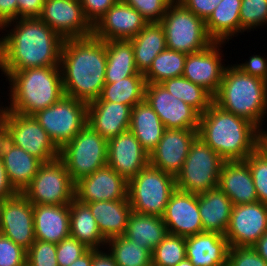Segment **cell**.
I'll list each match as a JSON object with an SVG mask.
<instances>
[{"mask_svg":"<svg viewBox=\"0 0 267 266\" xmlns=\"http://www.w3.org/2000/svg\"><path fill=\"white\" fill-rule=\"evenodd\" d=\"M176 189L173 175L148 164L128 181V199L132 211L162 217Z\"/></svg>","mask_w":267,"mask_h":266,"instance_id":"cell-6","label":"cell"},{"mask_svg":"<svg viewBox=\"0 0 267 266\" xmlns=\"http://www.w3.org/2000/svg\"><path fill=\"white\" fill-rule=\"evenodd\" d=\"M107 147L108 141L87 123L59 149V159L76 183L107 165Z\"/></svg>","mask_w":267,"mask_h":266,"instance_id":"cell-9","label":"cell"},{"mask_svg":"<svg viewBox=\"0 0 267 266\" xmlns=\"http://www.w3.org/2000/svg\"><path fill=\"white\" fill-rule=\"evenodd\" d=\"M70 236L76 238L89 249L106 247V239L102 236L97 222L89 206L74 199L69 204Z\"/></svg>","mask_w":267,"mask_h":266,"instance_id":"cell-32","label":"cell"},{"mask_svg":"<svg viewBox=\"0 0 267 266\" xmlns=\"http://www.w3.org/2000/svg\"><path fill=\"white\" fill-rule=\"evenodd\" d=\"M135 8L148 23H159L173 0H121Z\"/></svg>","mask_w":267,"mask_h":266,"instance_id":"cell-44","label":"cell"},{"mask_svg":"<svg viewBox=\"0 0 267 266\" xmlns=\"http://www.w3.org/2000/svg\"><path fill=\"white\" fill-rule=\"evenodd\" d=\"M1 118L9 125L15 146L43 163L59 158V148L33 115H23L0 108Z\"/></svg>","mask_w":267,"mask_h":266,"instance_id":"cell-12","label":"cell"},{"mask_svg":"<svg viewBox=\"0 0 267 266\" xmlns=\"http://www.w3.org/2000/svg\"><path fill=\"white\" fill-rule=\"evenodd\" d=\"M104 249L105 247L103 249H92V266H118L111 253Z\"/></svg>","mask_w":267,"mask_h":266,"instance_id":"cell-56","label":"cell"},{"mask_svg":"<svg viewBox=\"0 0 267 266\" xmlns=\"http://www.w3.org/2000/svg\"><path fill=\"white\" fill-rule=\"evenodd\" d=\"M89 248L76 238L68 236L57 244V263L58 266H69L80 256H82Z\"/></svg>","mask_w":267,"mask_h":266,"instance_id":"cell-46","label":"cell"},{"mask_svg":"<svg viewBox=\"0 0 267 266\" xmlns=\"http://www.w3.org/2000/svg\"><path fill=\"white\" fill-rule=\"evenodd\" d=\"M9 26L13 28L6 30ZM0 31L8 32L0 38V70L5 78L14 71L60 66L64 39L40 18L16 19Z\"/></svg>","mask_w":267,"mask_h":266,"instance_id":"cell-1","label":"cell"},{"mask_svg":"<svg viewBox=\"0 0 267 266\" xmlns=\"http://www.w3.org/2000/svg\"><path fill=\"white\" fill-rule=\"evenodd\" d=\"M0 234L11 239L26 251L35 242L33 204L22 193L5 199Z\"/></svg>","mask_w":267,"mask_h":266,"instance_id":"cell-18","label":"cell"},{"mask_svg":"<svg viewBox=\"0 0 267 266\" xmlns=\"http://www.w3.org/2000/svg\"><path fill=\"white\" fill-rule=\"evenodd\" d=\"M167 234V227L162 217L132 211L124 236L153 252Z\"/></svg>","mask_w":267,"mask_h":266,"instance_id":"cell-33","label":"cell"},{"mask_svg":"<svg viewBox=\"0 0 267 266\" xmlns=\"http://www.w3.org/2000/svg\"><path fill=\"white\" fill-rule=\"evenodd\" d=\"M186 256L185 237L168 233L152 252V266H176Z\"/></svg>","mask_w":267,"mask_h":266,"instance_id":"cell-40","label":"cell"},{"mask_svg":"<svg viewBox=\"0 0 267 266\" xmlns=\"http://www.w3.org/2000/svg\"><path fill=\"white\" fill-rule=\"evenodd\" d=\"M27 251L0 234V266H26Z\"/></svg>","mask_w":267,"mask_h":266,"instance_id":"cell-45","label":"cell"},{"mask_svg":"<svg viewBox=\"0 0 267 266\" xmlns=\"http://www.w3.org/2000/svg\"><path fill=\"white\" fill-rule=\"evenodd\" d=\"M196 16L206 21L222 0H178Z\"/></svg>","mask_w":267,"mask_h":266,"instance_id":"cell-50","label":"cell"},{"mask_svg":"<svg viewBox=\"0 0 267 266\" xmlns=\"http://www.w3.org/2000/svg\"><path fill=\"white\" fill-rule=\"evenodd\" d=\"M19 192L10 183L6 169L4 167L3 159H0V198L8 199L14 197Z\"/></svg>","mask_w":267,"mask_h":266,"instance_id":"cell-55","label":"cell"},{"mask_svg":"<svg viewBox=\"0 0 267 266\" xmlns=\"http://www.w3.org/2000/svg\"><path fill=\"white\" fill-rule=\"evenodd\" d=\"M162 218L170 234L189 237L203 232L197 194L176 189Z\"/></svg>","mask_w":267,"mask_h":266,"instance_id":"cell-21","label":"cell"},{"mask_svg":"<svg viewBox=\"0 0 267 266\" xmlns=\"http://www.w3.org/2000/svg\"><path fill=\"white\" fill-rule=\"evenodd\" d=\"M89 206L102 236L108 240L122 236L126 232L128 219L132 213L129 199L97 201L85 203Z\"/></svg>","mask_w":267,"mask_h":266,"instance_id":"cell-28","label":"cell"},{"mask_svg":"<svg viewBox=\"0 0 267 266\" xmlns=\"http://www.w3.org/2000/svg\"><path fill=\"white\" fill-rule=\"evenodd\" d=\"M267 231V204L233 205L225 233L229 247H252Z\"/></svg>","mask_w":267,"mask_h":266,"instance_id":"cell-14","label":"cell"},{"mask_svg":"<svg viewBox=\"0 0 267 266\" xmlns=\"http://www.w3.org/2000/svg\"><path fill=\"white\" fill-rule=\"evenodd\" d=\"M255 125L214 102L200 115L198 136L225 161H245L253 152Z\"/></svg>","mask_w":267,"mask_h":266,"instance_id":"cell-3","label":"cell"},{"mask_svg":"<svg viewBox=\"0 0 267 266\" xmlns=\"http://www.w3.org/2000/svg\"><path fill=\"white\" fill-rule=\"evenodd\" d=\"M225 160L199 136L191 143L181 170L175 177L176 188L192 194H201L218 187Z\"/></svg>","mask_w":267,"mask_h":266,"instance_id":"cell-8","label":"cell"},{"mask_svg":"<svg viewBox=\"0 0 267 266\" xmlns=\"http://www.w3.org/2000/svg\"><path fill=\"white\" fill-rule=\"evenodd\" d=\"M118 0H80L85 18L92 26L113 6Z\"/></svg>","mask_w":267,"mask_h":266,"instance_id":"cell-48","label":"cell"},{"mask_svg":"<svg viewBox=\"0 0 267 266\" xmlns=\"http://www.w3.org/2000/svg\"><path fill=\"white\" fill-rule=\"evenodd\" d=\"M4 201H5V199L0 198V227H1V215H2V208L4 205Z\"/></svg>","mask_w":267,"mask_h":266,"instance_id":"cell-60","label":"cell"},{"mask_svg":"<svg viewBox=\"0 0 267 266\" xmlns=\"http://www.w3.org/2000/svg\"><path fill=\"white\" fill-rule=\"evenodd\" d=\"M69 266H92V249H88Z\"/></svg>","mask_w":267,"mask_h":266,"instance_id":"cell-58","label":"cell"},{"mask_svg":"<svg viewBox=\"0 0 267 266\" xmlns=\"http://www.w3.org/2000/svg\"><path fill=\"white\" fill-rule=\"evenodd\" d=\"M227 266H267L253 247H229Z\"/></svg>","mask_w":267,"mask_h":266,"instance_id":"cell-47","label":"cell"},{"mask_svg":"<svg viewBox=\"0 0 267 266\" xmlns=\"http://www.w3.org/2000/svg\"><path fill=\"white\" fill-rule=\"evenodd\" d=\"M145 100L168 129H199L200 113L169 93L160 83H147Z\"/></svg>","mask_w":267,"mask_h":266,"instance_id":"cell-13","label":"cell"},{"mask_svg":"<svg viewBox=\"0 0 267 266\" xmlns=\"http://www.w3.org/2000/svg\"><path fill=\"white\" fill-rule=\"evenodd\" d=\"M129 40L133 45L137 70L143 75L156 56L167 48L165 33L160 23H148Z\"/></svg>","mask_w":267,"mask_h":266,"instance_id":"cell-31","label":"cell"},{"mask_svg":"<svg viewBox=\"0 0 267 266\" xmlns=\"http://www.w3.org/2000/svg\"><path fill=\"white\" fill-rule=\"evenodd\" d=\"M15 146L14 137L10 132L9 125L0 118V159L8 154Z\"/></svg>","mask_w":267,"mask_h":266,"instance_id":"cell-53","label":"cell"},{"mask_svg":"<svg viewBox=\"0 0 267 266\" xmlns=\"http://www.w3.org/2000/svg\"><path fill=\"white\" fill-rule=\"evenodd\" d=\"M10 84L8 111L33 115L58 102L65 94L60 66L14 71L6 77ZM10 103V105H9Z\"/></svg>","mask_w":267,"mask_h":266,"instance_id":"cell-4","label":"cell"},{"mask_svg":"<svg viewBox=\"0 0 267 266\" xmlns=\"http://www.w3.org/2000/svg\"><path fill=\"white\" fill-rule=\"evenodd\" d=\"M186 57V53L166 48L156 56L144 74L146 83H161L169 78L181 77Z\"/></svg>","mask_w":267,"mask_h":266,"instance_id":"cell-39","label":"cell"},{"mask_svg":"<svg viewBox=\"0 0 267 266\" xmlns=\"http://www.w3.org/2000/svg\"><path fill=\"white\" fill-rule=\"evenodd\" d=\"M106 41L94 35L64 39L60 68L64 94L90 103L105 85Z\"/></svg>","mask_w":267,"mask_h":266,"instance_id":"cell-2","label":"cell"},{"mask_svg":"<svg viewBox=\"0 0 267 266\" xmlns=\"http://www.w3.org/2000/svg\"><path fill=\"white\" fill-rule=\"evenodd\" d=\"M45 0H17L18 19L39 18L41 16Z\"/></svg>","mask_w":267,"mask_h":266,"instance_id":"cell-51","label":"cell"},{"mask_svg":"<svg viewBox=\"0 0 267 266\" xmlns=\"http://www.w3.org/2000/svg\"><path fill=\"white\" fill-rule=\"evenodd\" d=\"M187 258L194 266H227L229 244L217 232H202L185 237Z\"/></svg>","mask_w":267,"mask_h":266,"instance_id":"cell-25","label":"cell"},{"mask_svg":"<svg viewBox=\"0 0 267 266\" xmlns=\"http://www.w3.org/2000/svg\"><path fill=\"white\" fill-rule=\"evenodd\" d=\"M129 130L150 155L162 138L165 127L158 114L143 100L131 109Z\"/></svg>","mask_w":267,"mask_h":266,"instance_id":"cell-29","label":"cell"},{"mask_svg":"<svg viewBox=\"0 0 267 266\" xmlns=\"http://www.w3.org/2000/svg\"><path fill=\"white\" fill-rule=\"evenodd\" d=\"M146 84L145 77L141 73L114 83H105L99 98L93 101L117 102L133 108L135 104L145 100Z\"/></svg>","mask_w":267,"mask_h":266,"instance_id":"cell-36","label":"cell"},{"mask_svg":"<svg viewBox=\"0 0 267 266\" xmlns=\"http://www.w3.org/2000/svg\"><path fill=\"white\" fill-rule=\"evenodd\" d=\"M239 15L241 33L267 25V0H242Z\"/></svg>","mask_w":267,"mask_h":266,"instance_id":"cell-41","label":"cell"},{"mask_svg":"<svg viewBox=\"0 0 267 266\" xmlns=\"http://www.w3.org/2000/svg\"><path fill=\"white\" fill-rule=\"evenodd\" d=\"M57 244L35 240L27 250L26 266H58Z\"/></svg>","mask_w":267,"mask_h":266,"instance_id":"cell-42","label":"cell"},{"mask_svg":"<svg viewBox=\"0 0 267 266\" xmlns=\"http://www.w3.org/2000/svg\"><path fill=\"white\" fill-rule=\"evenodd\" d=\"M16 19H18L17 0H0V29Z\"/></svg>","mask_w":267,"mask_h":266,"instance_id":"cell-52","label":"cell"},{"mask_svg":"<svg viewBox=\"0 0 267 266\" xmlns=\"http://www.w3.org/2000/svg\"><path fill=\"white\" fill-rule=\"evenodd\" d=\"M2 159L9 181L19 193L31 183L43 164L18 146H14Z\"/></svg>","mask_w":267,"mask_h":266,"instance_id":"cell-35","label":"cell"},{"mask_svg":"<svg viewBox=\"0 0 267 266\" xmlns=\"http://www.w3.org/2000/svg\"><path fill=\"white\" fill-rule=\"evenodd\" d=\"M149 164V154L130 131L108 140L107 165L127 181Z\"/></svg>","mask_w":267,"mask_h":266,"instance_id":"cell-22","label":"cell"},{"mask_svg":"<svg viewBox=\"0 0 267 266\" xmlns=\"http://www.w3.org/2000/svg\"><path fill=\"white\" fill-rule=\"evenodd\" d=\"M197 136L198 130L165 128L158 145L149 155V164L176 177Z\"/></svg>","mask_w":267,"mask_h":266,"instance_id":"cell-19","label":"cell"},{"mask_svg":"<svg viewBox=\"0 0 267 266\" xmlns=\"http://www.w3.org/2000/svg\"><path fill=\"white\" fill-rule=\"evenodd\" d=\"M35 240L60 243L70 236L69 204L33 205Z\"/></svg>","mask_w":267,"mask_h":266,"instance_id":"cell-26","label":"cell"},{"mask_svg":"<svg viewBox=\"0 0 267 266\" xmlns=\"http://www.w3.org/2000/svg\"><path fill=\"white\" fill-rule=\"evenodd\" d=\"M176 266H194V264L186 257L181 262H179Z\"/></svg>","mask_w":267,"mask_h":266,"instance_id":"cell-59","label":"cell"},{"mask_svg":"<svg viewBox=\"0 0 267 266\" xmlns=\"http://www.w3.org/2000/svg\"><path fill=\"white\" fill-rule=\"evenodd\" d=\"M198 207L203 225V232H217L225 235L233 204L219 188L198 194Z\"/></svg>","mask_w":267,"mask_h":266,"instance_id":"cell-27","label":"cell"},{"mask_svg":"<svg viewBox=\"0 0 267 266\" xmlns=\"http://www.w3.org/2000/svg\"><path fill=\"white\" fill-rule=\"evenodd\" d=\"M224 42H213L196 53L187 54L183 77L203 87L213 97L218 93L226 64L221 48ZM223 55V56H222Z\"/></svg>","mask_w":267,"mask_h":266,"instance_id":"cell-16","label":"cell"},{"mask_svg":"<svg viewBox=\"0 0 267 266\" xmlns=\"http://www.w3.org/2000/svg\"><path fill=\"white\" fill-rule=\"evenodd\" d=\"M213 102L221 109L242 117L254 125L267 114V82L227 65Z\"/></svg>","mask_w":267,"mask_h":266,"instance_id":"cell-5","label":"cell"},{"mask_svg":"<svg viewBox=\"0 0 267 266\" xmlns=\"http://www.w3.org/2000/svg\"><path fill=\"white\" fill-rule=\"evenodd\" d=\"M234 65L242 72L267 82V58L264 56L253 55L248 61Z\"/></svg>","mask_w":267,"mask_h":266,"instance_id":"cell-49","label":"cell"},{"mask_svg":"<svg viewBox=\"0 0 267 266\" xmlns=\"http://www.w3.org/2000/svg\"><path fill=\"white\" fill-rule=\"evenodd\" d=\"M148 22L132 6L118 0L93 26V35L100 40H129Z\"/></svg>","mask_w":267,"mask_h":266,"instance_id":"cell-20","label":"cell"},{"mask_svg":"<svg viewBox=\"0 0 267 266\" xmlns=\"http://www.w3.org/2000/svg\"><path fill=\"white\" fill-rule=\"evenodd\" d=\"M131 107L117 102L88 103L87 123L107 141L129 130Z\"/></svg>","mask_w":267,"mask_h":266,"instance_id":"cell-23","label":"cell"},{"mask_svg":"<svg viewBox=\"0 0 267 266\" xmlns=\"http://www.w3.org/2000/svg\"><path fill=\"white\" fill-rule=\"evenodd\" d=\"M241 1L222 0L205 21L207 33L214 42L227 43L241 33Z\"/></svg>","mask_w":267,"mask_h":266,"instance_id":"cell-30","label":"cell"},{"mask_svg":"<svg viewBox=\"0 0 267 266\" xmlns=\"http://www.w3.org/2000/svg\"><path fill=\"white\" fill-rule=\"evenodd\" d=\"M39 18L63 39L93 35V26L85 18L80 0H45Z\"/></svg>","mask_w":267,"mask_h":266,"instance_id":"cell-15","label":"cell"},{"mask_svg":"<svg viewBox=\"0 0 267 266\" xmlns=\"http://www.w3.org/2000/svg\"><path fill=\"white\" fill-rule=\"evenodd\" d=\"M255 125L253 152L259 156L267 158V131L262 128V124Z\"/></svg>","mask_w":267,"mask_h":266,"instance_id":"cell-54","label":"cell"},{"mask_svg":"<svg viewBox=\"0 0 267 266\" xmlns=\"http://www.w3.org/2000/svg\"><path fill=\"white\" fill-rule=\"evenodd\" d=\"M245 162L250 167L258 201L267 204V158L252 152Z\"/></svg>","mask_w":267,"mask_h":266,"instance_id":"cell-43","label":"cell"},{"mask_svg":"<svg viewBox=\"0 0 267 266\" xmlns=\"http://www.w3.org/2000/svg\"><path fill=\"white\" fill-rule=\"evenodd\" d=\"M22 194L33 205H66L75 199V183L57 158L40 166Z\"/></svg>","mask_w":267,"mask_h":266,"instance_id":"cell-11","label":"cell"},{"mask_svg":"<svg viewBox=\"0 0 267 266\" xmlns=\"http://www.w3.org/2000/svg\"><path fill=\"white\" fill-rule=\"evenodd\" d=\"M252 247L267 262V231Z\"/></svg>","mask_w":267,"mask_h":266,"instance_id":"cell-57","label":"cell"},{"mask_svg":"<svg viewBox=\"0 0 267 266\" xmlns=\"http://www.w3.org/2000/svg\"><path fill=\"white\" fill-rule=\"evenodd\" d=\"M164 30L167 48L186 54L209 47L214 41L209 37L205 21L173 0L159 22Z\"/></svg>","mask_w":267,"mask_h":266,"instance_id":"cell-7","label":"cell"},{"mask_svg":"<svg viewBox=\"0 0 267 266\" xmlns=\"http://www.w3.org/2000/svg\"><path fill=\"white\" fill-rule=\"evenodd\" d=\"M169 93L203 114L213 103V96L185 77L169 78L160 83Z\"/></svg>","mask_w":267,"mask_h":266,"instance_id":"cell-38","label":"cell"},{"mask_svg":"<svg viewBox=\"0 0 267 266\" xmlns=\"http://www.w3.org/2000/svg\"><path fill=\"white\" fill-rule=\"evenodd\" d=\"M218 187L233 205L258 201L250 167L245 161H225L221 168Z\"/></svg>","mask_w":267,"mask_h":266,"instance_id":"cell-24","label":"cell"},{"mask_svg":"<svg viewBox=\"0 0 267 266\" xmlns=\"http://www.w3.org/2000/svg\"><path fill=\"white\" fill-rule=\"evenodd\" d=\"M128 198V181L106 165L75 183V199L81 203Z\"/></svg>","mask_w":267,"mask_h":266,"instance_id":"cell-17","label":"cell"},{"mask_svg":"<svg viewBox=\"0 0 267 266\" xmlns=\"http://www.w3.org/2000/svg\"><path fill=\"white\" fill-rule=\"evenodd\" d=\"M106 249L118 266H152V252L124 235L108 239Z\"/></svg>","mask_w":267,"mask_h":266,"instance_id":"cell-37","label":"cell"},{"mask_svg":"<svg viewBox=\"0 0 267 266\" xmlns=\"http://www.w3.org/2000/svg\"><path fill=\"white\" fill-rule=\"evenodd\" d=\"M106 53L105 83H114L139 73L130 40L106 41Z\"/></svg>","mask_w":267,"mask_h":266,"instance_id":"cell-34","label":"cell"},{"mask_svg":"<svg viewBox=\"0 0 267 266\" xmlns=\"http://www.w3.org/2000/svg\"><path fill=\"white\" fill-rule=\"evenodd\" d=\"M33 116L60 149L87 124L88 103L64 95Z\"/></svg>","mask_w":267,"mask_h":266,"instance_id":"cell-10","label":"cell"}]
</instances>
